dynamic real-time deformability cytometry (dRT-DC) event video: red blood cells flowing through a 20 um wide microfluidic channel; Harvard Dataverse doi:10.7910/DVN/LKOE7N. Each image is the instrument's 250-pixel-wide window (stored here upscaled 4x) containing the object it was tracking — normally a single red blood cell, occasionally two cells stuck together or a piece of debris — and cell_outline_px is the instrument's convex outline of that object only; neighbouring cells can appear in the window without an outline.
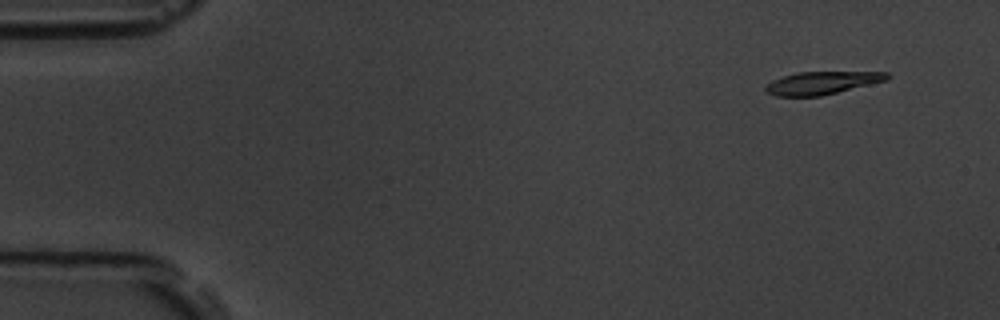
{"species": "common noctule bat (a hibernating species)", "species_latin": "Nyctalus noctula", "temperature_condition": "room temperature", "stored_images_in_passage": 10, "camera_frame_rate_fps": 3000, "um_per_image_px": 0.085, "animal": {"sex": "male", "body_mass_g": 19.5, "forearm_length_mm": 54.6}, "frame": {"image": 1, "passage_image": 2, "time_ms": 1.333, "image_size_px": [1000, 320], "cell_outline_px": [[892, 76], [888, 80], [820, 96], [776, 96], [768, 92], [764, 88], [772, 80], [796, 72], [888, 72]], "centroid_in_image_um": [69.9, 7.04], "position_along_channel_um": 15.1, "area_um2": 16.01}}
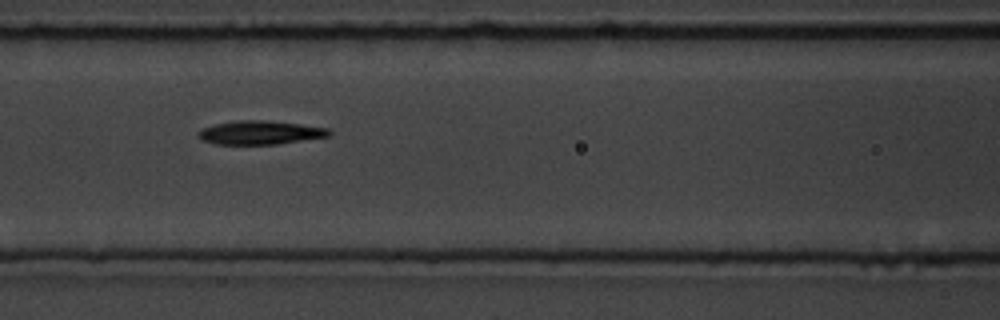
{"frame": {"image": 2, "passage_image": 8, "time_ms": 8.0, "image_size_px": [1000, 320], "cell_outline_px": [[332, 136], [276, 144], [216, 144], [204, 140], [196, 136], [196, 132], [200, 128], [216, 124], [240, 120], [264, 120], [300, 124], [328, 128], [332, 132]], "centroid_in_image_um": [22.11, 11.27], "position_along_channel_um": 144.5, "area_um2": 18.09}}
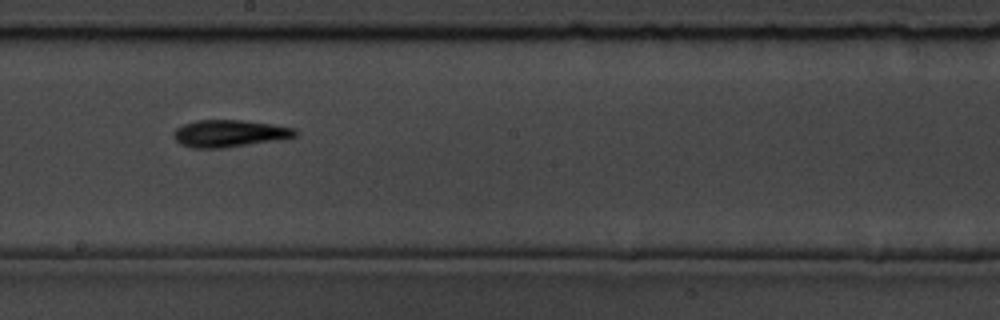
{"frame": {"image": 3, "passage_image": 10, "time_ms": 10.333, "image_size_px": [1000, 320], "cell_outline_px": [[300, 132], [296, 136], [224, 148], [192, 148], [180, 144], [172, 136], [172, 132], [176, 128], [184, 124], [196, 120], [244, 120], [272, 124], [296, 128]], "centroid_in_image_um": [19.46, 11.33], "position_along_channel_um": 228.7, "area_um2": 19.19}}